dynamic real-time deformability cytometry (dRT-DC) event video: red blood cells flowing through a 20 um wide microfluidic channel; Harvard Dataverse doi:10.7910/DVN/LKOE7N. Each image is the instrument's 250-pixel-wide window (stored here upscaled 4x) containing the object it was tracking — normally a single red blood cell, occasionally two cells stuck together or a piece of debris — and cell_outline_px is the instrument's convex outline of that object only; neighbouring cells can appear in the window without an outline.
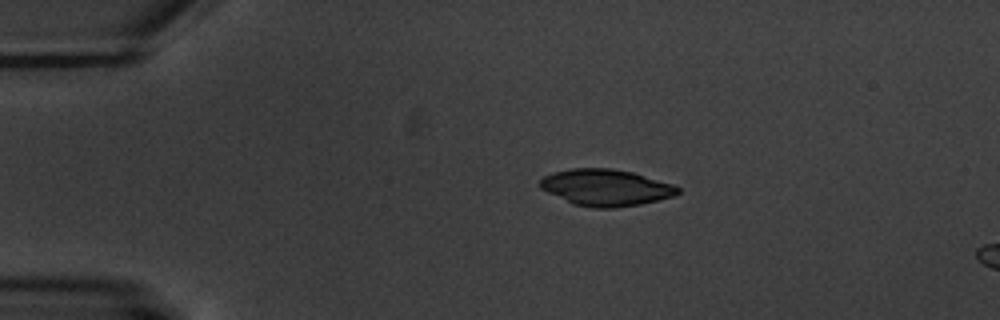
{"species": "common noctule bat (a hibernating species)", "species_latin": "Nyctalus noctula", "temperature_condition": "warm", "stored_images_in_passage": 7, "camera_frame_rate_fps": 3000, "um_per_image_px": 0.085, "animal": {"sex": "male", "body_mass_g": 20.1, "forearm_length_mm": 53.5}, "frame": {"image": 1, "passage_image": 2, "time_ms": 2.333, "image_size_px": [1000, 320], "cell_outline_px": [[680, 192], [676, 196], [640, 204], [616, 208], [592, 208], [572, 204], [540, 188], [540, 180], [544, 176], [556, 172], [572, 168], [612, 168], [632, 172], [672, 184], [680, 188]], "centroid_in_image_um": [51.51, 15.95], "position_along_channel_um": 33.5, "area_um2": 29.3}}